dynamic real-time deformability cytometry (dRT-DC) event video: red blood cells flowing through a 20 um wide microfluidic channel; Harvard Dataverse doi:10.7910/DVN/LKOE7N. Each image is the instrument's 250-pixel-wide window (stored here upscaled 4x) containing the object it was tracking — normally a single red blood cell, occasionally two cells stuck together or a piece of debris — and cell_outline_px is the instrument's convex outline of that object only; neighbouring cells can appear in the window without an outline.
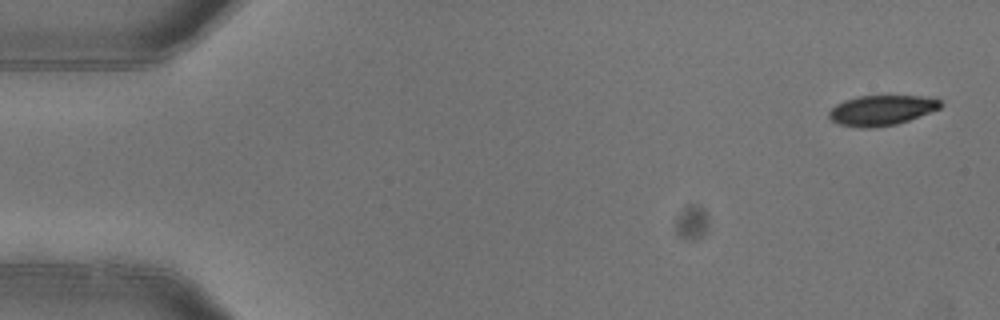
{"species": "common noctule bat (a hibernating species)", "species_latin": "Nyctalus noctula", "temperature_condition": "warm", "stored_images_in_passage": 5, "camera_frame_rate_fps": 3000, "um_per_image_px": 0.085, "animal": {"sex": "female"}, "frame": {"image": 1, "passage_image": 1, "time_ms": 0.0, "image_size_px": [1000, 320], "cell_outline_px": [[944, 104], [940, 108], [908, 120], [896, 124], [872, 128], [860, 128], [840, 124], [832, 120], [828, 116], [828, 112], [836, 104], [844, 100], [856, 96], [936, 96]], "centroid_in_image_um": [74.95, 9.36], "position_along_channel_um": 10.0, "area_um2": 19.71}}
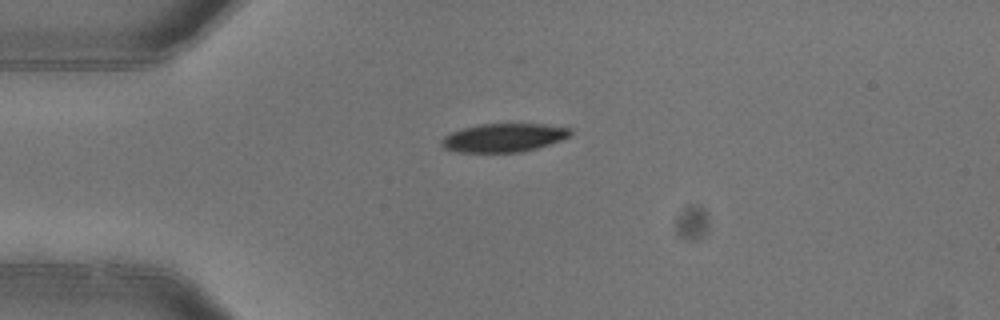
{"frame": {"image": 2, "passage_image": 4, "time_ms": 1.0, "image_size_px": [1000, 320], "cell_outline_px": [[572, 136], [536, 148], [520, 152], [460, 152], [444, 148], [440, 144], [440, 140], [444, 136], [452, 132], [464, 128], [480, 124], [544, 124], [572, 128]], "centroid_in_image_um": [42.83, 11.7], "position_along_channel_um": 42.2, "area_um2": 21.33}}